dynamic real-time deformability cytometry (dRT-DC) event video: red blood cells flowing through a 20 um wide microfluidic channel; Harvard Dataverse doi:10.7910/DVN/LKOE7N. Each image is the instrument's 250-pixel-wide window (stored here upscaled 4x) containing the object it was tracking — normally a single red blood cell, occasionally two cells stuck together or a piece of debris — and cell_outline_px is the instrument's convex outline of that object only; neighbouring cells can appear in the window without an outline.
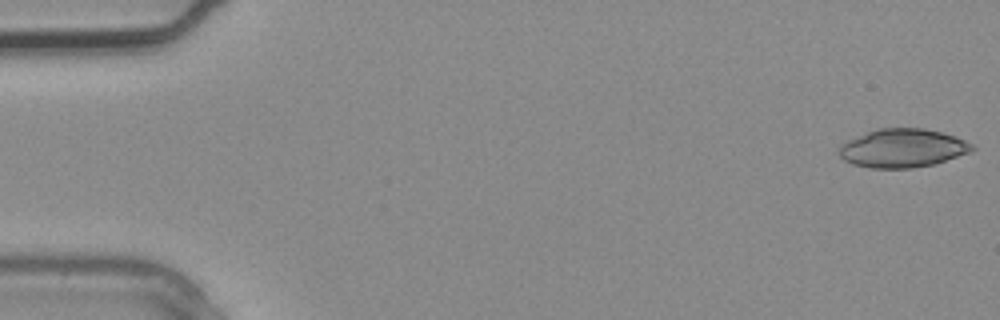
{"species": "common noctule bat (a hibernating species)", "species_latin": "Nyctalus noctula", "temperature_condition": "warm", "stored_images_in_passage": 4, "camera_frame_rate_fps": 3000, "um_per_image_px": 0.085, "animal": {"sex": "male", "body_mass_g": 20.4}, "frame": {"image": 1, "passage_image": 1, "time_ms": 0.0, "image_size_px": [1000, 320], "cell_outline_px": [[976, 148], [968, 152], [932, 164], [912, 168], [872, 168], [852, 164], [844, 160], [840, 156], [840, 144], [848, 140], [876, 128], [924, 128], [956, 136], [972, 144]], "centroid_in_image_um": [76.69, 12.58], "position_along_channel_um": 8.3, "area_um2": 29.59}}
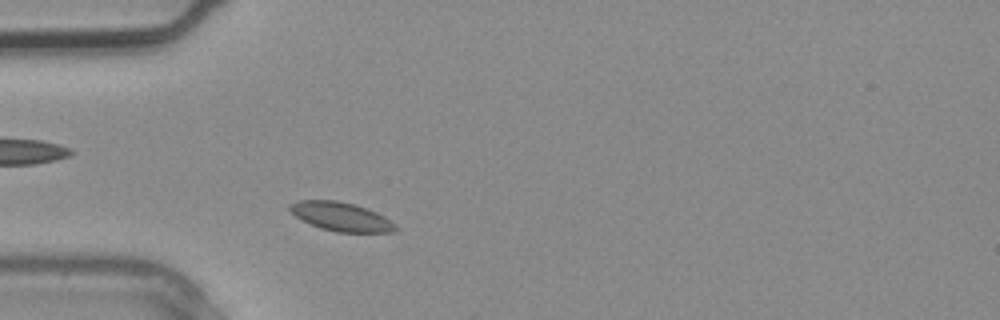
{"frame": {"image": 2, "passage_image": 4, "time_ms": 1.0, "image_size_px": [1000, 320], "cell_outline_px": [[396, 228], [392, 232], [336, 232], [320, 228], [296, 216], [288, 208], [288, 204], [300, 200], [336, 200], [352, 204], [376, 212], [384, 216], [396, 224]], "centroid_in_image_um": [28.98, 18.41], "position_along_channel_um": 56.0, "area_um2": 17.46}}